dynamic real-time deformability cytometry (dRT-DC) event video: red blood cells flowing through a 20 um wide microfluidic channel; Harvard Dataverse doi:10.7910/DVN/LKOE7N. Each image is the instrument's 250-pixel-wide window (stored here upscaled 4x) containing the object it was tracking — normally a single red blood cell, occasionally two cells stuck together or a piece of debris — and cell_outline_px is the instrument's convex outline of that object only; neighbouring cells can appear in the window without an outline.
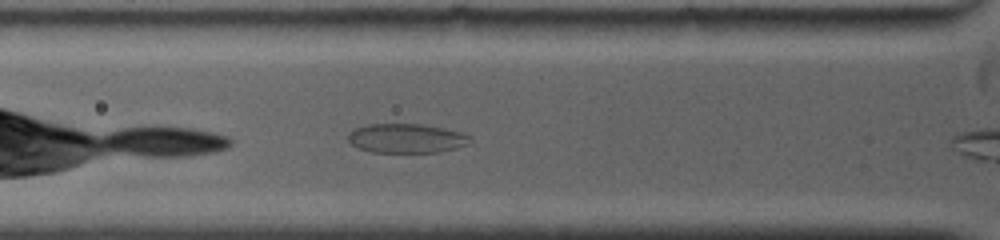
{"species": "common noctule bat (a hibernating species)", "species_latin": "Nyctalus noctula", "temperature_condition": "warm", "stored_images_in_passage": 21, "camera_frame_rate_fps": 5000, "um_per_image_px": 0.085, "animal": {"sex": "female", "body_mass_g": 19.0, "forearm_length_mm": 53.3}, "frame": {"image": 1, "passage_image": 4, "time_ms": 1.4, "image_size_px": [1000, 240], "cell_outline_px": [[472, 140], [468, 144], [456, 148], [440, 152], [372, 152], [356, 148], [348, 140], [348, 132], [356, 128], [368, 124], [420, 124], [444, 128], [460, 132], [472, 136]], "centroid_in_image_um": [34.55, 11.76], "position_along_channel_um": 91.3, "area_um2": 20.92}}
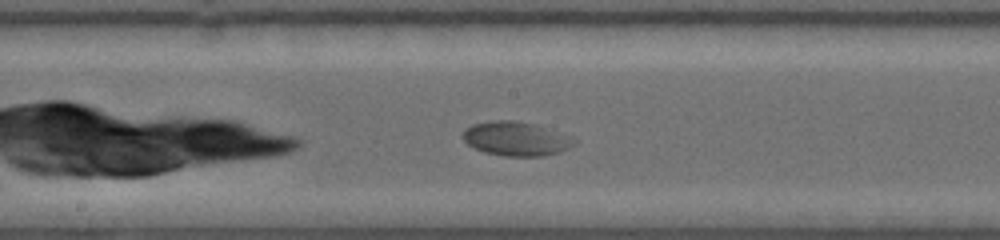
{"frame": {"image": 2, "passage_image": 11, "time_ms": 4.4, "image_size_px": [1000, 240], "cell_outline_px": [[580, 140], [576, 144], [560, 152], [544, 156], [504, 156], [484, 152], [472, 148], [460, 136], [464, 128], [472, 124], [492, 120], [512, 120], [536, 124], [572, 136]], "centroid_in_image_um": [43.87, 11.79], "position_along_channel_um": 204.3, "area_um2": 22.66}}
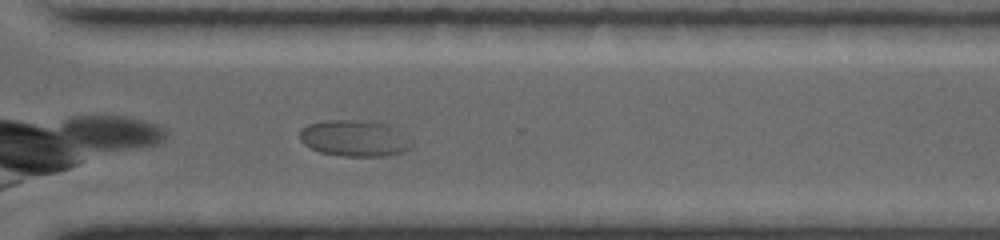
{"frame": {"image": 3, "passage_image": 19, "time_ms": 8.0, "image_size_px": [1000, 240], "cell_outline_px": [[412, 144], [408, 148], [400, 152], [384, 156], [340, 156], [320, 152], [304, 144], [300, 140], [300, 128], [308, 124], [324, 120], [364, 120], [388, 124], [396, 128]], "centroid_in_image_um": [30.07, 11.74], "position_along_channel_um": 340.5, "area_um2": 23.52}, "authors_computed_cell_mechanics": {"area_um2": 22.4264, "velocity_mm_per_s": 3.7774, "shape_relaxation_time_tau1_ms": 9.2876, "shape_relaxation_time_tau2_ms": null, "deformation_change_tau1": 0.1779, "deformation_change_tau2": null}}